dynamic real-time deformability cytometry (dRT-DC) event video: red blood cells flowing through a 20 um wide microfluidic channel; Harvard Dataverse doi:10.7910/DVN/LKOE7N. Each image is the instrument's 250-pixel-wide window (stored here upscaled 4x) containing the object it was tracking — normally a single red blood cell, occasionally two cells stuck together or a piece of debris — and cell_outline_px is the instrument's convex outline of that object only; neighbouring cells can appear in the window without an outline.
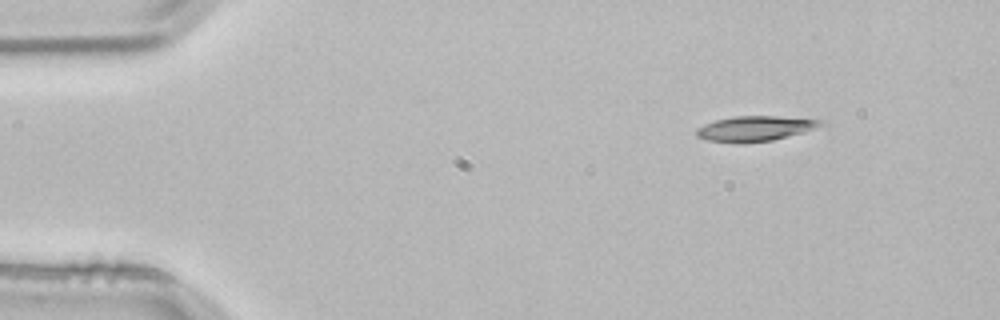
{"species": "common noctule bat (a hibernating species)", "species_latin": "Nyctalus noctula", "temperature_condition": "room temperature", "stored_images_in_passage": 2, "camera_frame_rate_fps": 3000, "um_per_image_px": 0.085, "animal": {"sex": "male", "body_mass_g": 21.5, "forearm_length_mm": 52.0}, "frame": {"image": 1, "passage_image": 1, "time_ms": 0.0, "image_size_px": [1000, 320], "cell_outline_px": [[828, 124], [804, 132], [772, 140], [744, 144], [708, 140], [696, 136], [696, 128], [704, 124], [716, 120], [736, 116], [776, 116], [824, 120]], "centroid_in_image_um": [64.21, 10.93], "position_along_channel_um": 20.8, "area_um2": 18.38}}